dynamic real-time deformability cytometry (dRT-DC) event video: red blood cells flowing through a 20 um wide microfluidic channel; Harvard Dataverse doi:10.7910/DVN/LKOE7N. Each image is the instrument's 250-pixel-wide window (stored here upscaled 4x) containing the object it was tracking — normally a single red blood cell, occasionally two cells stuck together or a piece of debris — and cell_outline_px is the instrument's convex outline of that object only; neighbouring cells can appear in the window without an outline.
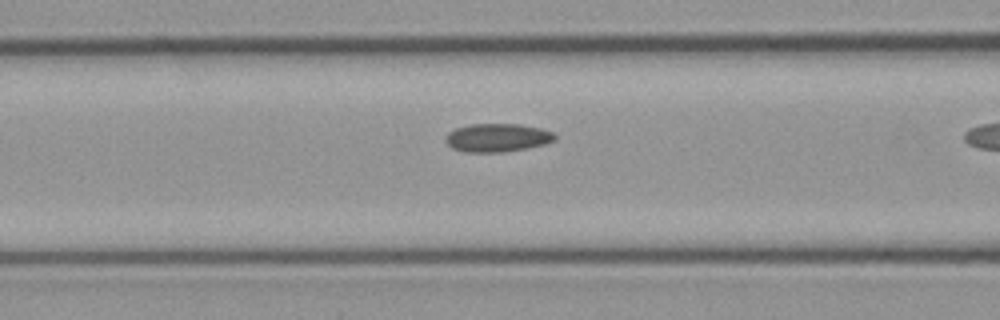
{"species": "common noctule bat (a hibernating species)", "species_latin": "Nyctalus noctula", "temperature_condition": "cold", "stored_images_in_passage": 8, "camera_frame_rate_fps": 3000, "um_per_image_px": 0.085, "animal": {"sex": "male", "body_mass_g": 23.1, "forearm_length_mm": 52.7}, "frame": {"image": 1, "passage_image": 7, "time_ms": 2.0, "image_size_px": [1000, 320], "cell_outline_px": [[556, 140], [544, 144], [524, 148], [500, 152], [464, 152], [452, 148], [444, 140], [444, 136], [448, 132], [456, 128], [472, 124], [520, 124], [540, 128], [552, 132], [556, 136]], "centroid_in_image_um": [42.24, 11.7], "position_along_channel_um": 124.4, "area_um2": 17.98}}